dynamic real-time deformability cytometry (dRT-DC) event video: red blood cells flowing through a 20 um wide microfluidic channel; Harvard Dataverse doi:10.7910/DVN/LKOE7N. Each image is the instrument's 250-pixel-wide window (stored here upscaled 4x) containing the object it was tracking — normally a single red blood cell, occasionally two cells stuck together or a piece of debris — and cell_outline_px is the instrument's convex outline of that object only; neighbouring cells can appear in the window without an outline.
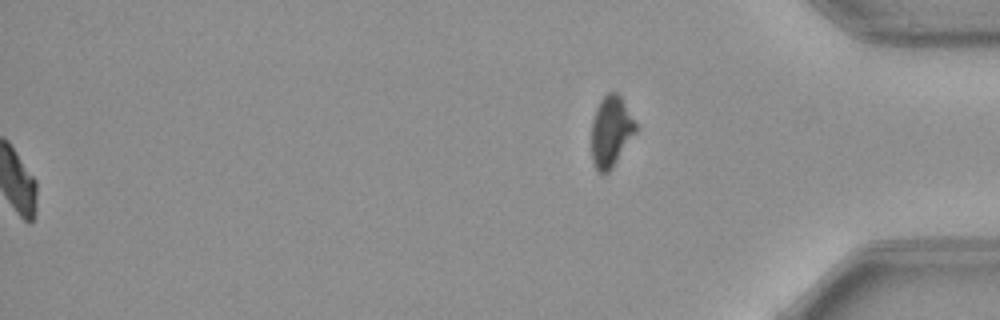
{"species": "common noctule bat (a hibernating species)", "species_latin": "Nyctalus noctula", "temperature_condition": "warm", "stored_images_in_passage": 55, "segment_of_instrument_passage": [2, 2], "camera_frame_rate_fps": 3000, "um_per_image_px": 0.085, "animal": {"sex": "female", "body_mass_g": 21.9}, "frame": {"image": 1, "passage_image": 55, "time_ms": 18.0, "image_size_px": [1000, 320], "cell_outline_px": [[640, 128], [612, 168], [608, 172], [600, 172], [596, 168], [592, 160], [592, 120], [596, 108], [600, 100], [608, 92], [616, 92], [620, 96]], "centroid_in_image_um": [51.96, 11.16], "position_along_channel_um": 383.2, "area_um2": 18.38}}